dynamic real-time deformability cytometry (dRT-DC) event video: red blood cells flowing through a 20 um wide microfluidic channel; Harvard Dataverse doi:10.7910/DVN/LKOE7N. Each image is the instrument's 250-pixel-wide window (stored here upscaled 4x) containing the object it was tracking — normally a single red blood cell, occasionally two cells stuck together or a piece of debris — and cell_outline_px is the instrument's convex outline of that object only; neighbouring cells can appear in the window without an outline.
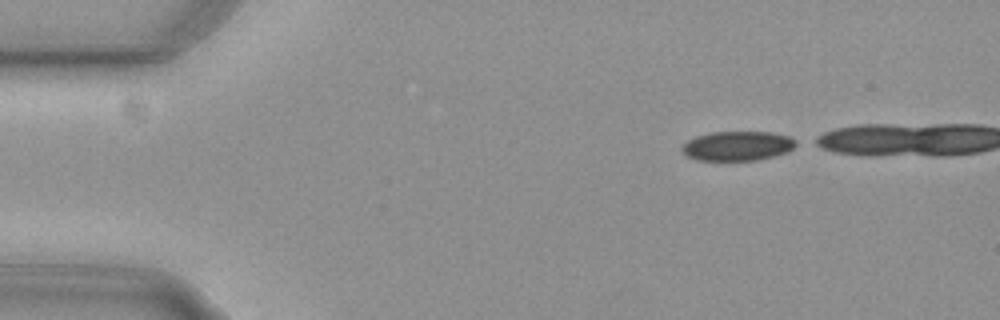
{"species": "common noctule bat (a hibernating species)", "species_latin": "Nyctalus noctula", "temperature_condition": "cold", "stored_images_in_passage": 21, "camera_frame_rate_fps": 3000, "um_per_image_px": 0.085, "animal": {"sex": "female", "body_mass_g": 29.2, "forearm_length_mm": 56.3}, "frame": {"image": 1, "passage_image": 1, "time_ms": 0.0, "image_size_px": [1000, 320], "cell_outline_px": [[800, 144], [788, 152], [756, 160], [696, 160], [688, 156], [680, 148], [688, 140], [696, 136], [708, 132], [772, 132], [788, 136], [796, 140]], "centroid_in_image_um": [62.72, 12.39], "position_along_channel_um": 22.3, "area_um2": 19.65}}
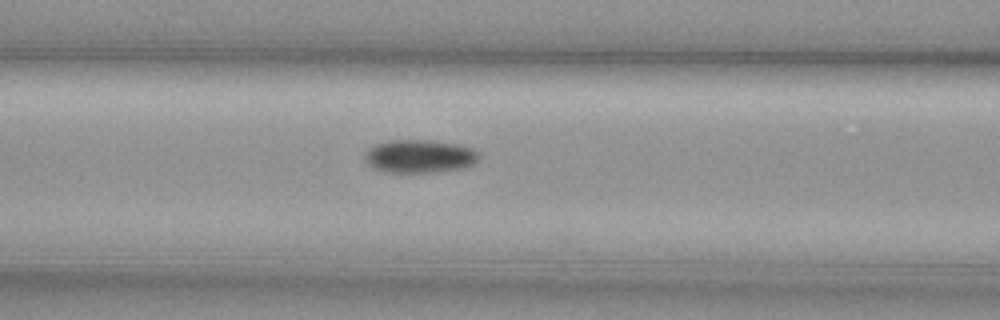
{"frame": {"image": 2, "passage_image": 16, "time_ms": 5.0, "image_size_px": [1000, 320], "cell_outline_px": [[480, 156], [472, 164], [460, 168], [440, 172], [384, 172], [372, 168], [368, 164], [364, 156], [368, 148], [376, 144], [388, 140], [432, 140], [456, 144], [472, 148], [480, 152]], "centroid_in_image_um": [35.64, 13.28], "position_along_channel_um": 131.0, "area_um2": 22.14}}
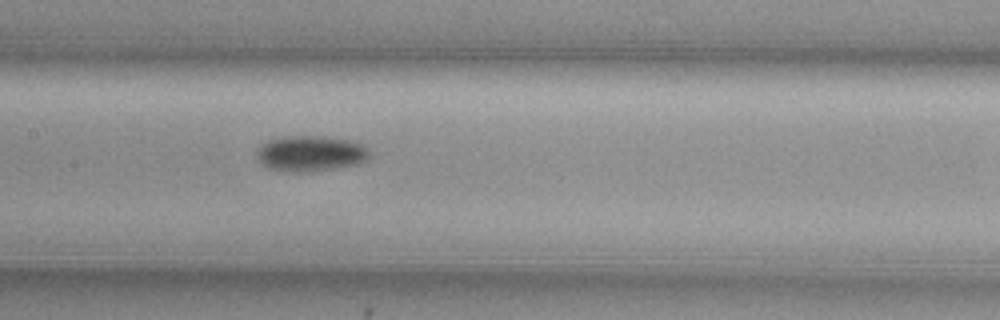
{"frame": {"image": 3, "passage_image": 20, "time_ms": 6.333, "image_size_px": [1000, 320], "cell_outline_px": [[368, 156], [364, 160], [356, 164], [332, 168], [304, 172], [292, 172], [268, 168], [256, 156], [256, 152], [268, 140], [288, 136], [324, 136], [348, 140], [360, 144], [368, 148]], "centroid_in_image_um": [26.38, 13.04], "position_along_channel_um": 181.0, "area_um2": 22.89}}